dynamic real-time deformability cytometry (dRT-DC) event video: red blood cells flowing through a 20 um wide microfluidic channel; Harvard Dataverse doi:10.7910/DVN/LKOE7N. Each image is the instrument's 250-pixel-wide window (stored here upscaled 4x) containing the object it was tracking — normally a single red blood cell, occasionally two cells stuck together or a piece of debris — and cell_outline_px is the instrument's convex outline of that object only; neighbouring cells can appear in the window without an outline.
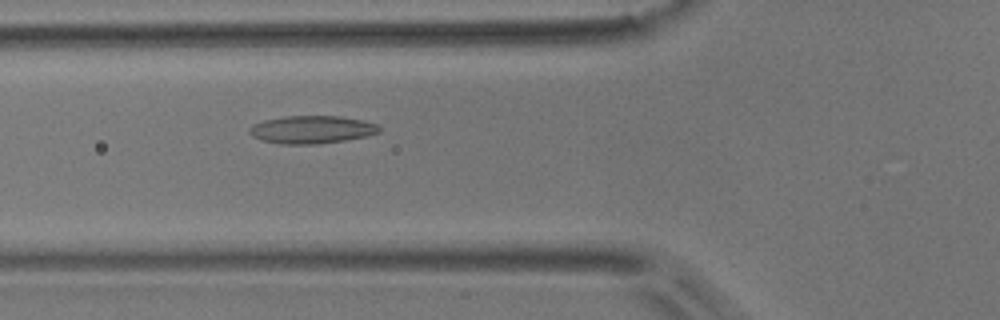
{"species": "common noctule bat (a hibernating species)", "species_latin": "Nyctalus noctula", "temperature_condition": "room temperature", "stored_images_in_passage": 50, "camera_frame_rate_fps": 3000, "um_per_image_px": 0.085, "animal": {"sex": "male", "body_mass_g": 17.9}, "frame": {"image": 1, "passage_image": 16, "time_ms": 5.0, "image_size_px": [1000, 320], "cell_outline_px": [[380, 132], [364, 136], [344, 140], [316, 144], [280, 144], [260, 140], [252, 136], [248, 132], [248, 128], [252, 124], [264, 120], [284, 116], [340, 116], [364, 120], [376, 124], [380, 128]], "centroid_in_image_um": [26.44, 11.01], "position_along_channel_um": 99.4, "area_um2": 21.1}}
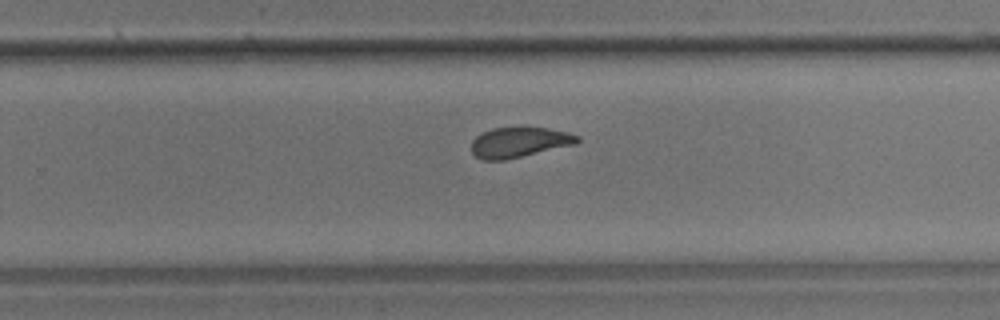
{"frame": {"image": 2, "passage_image": 31, "time_ms": 10.0, "image_size_px": [1000, 320], "cell_outline_px": [[580, 140], [576, 144], [504, 160], [480, 160], [472, 152], [472, 140], [476, 136], [492, 128], [548, 128], [568, 132], [580, 136]], "centroid_in_image_um": [44.14, 12.1], "position_along_channel_um": 285.7, "area_um2": 18.5}}
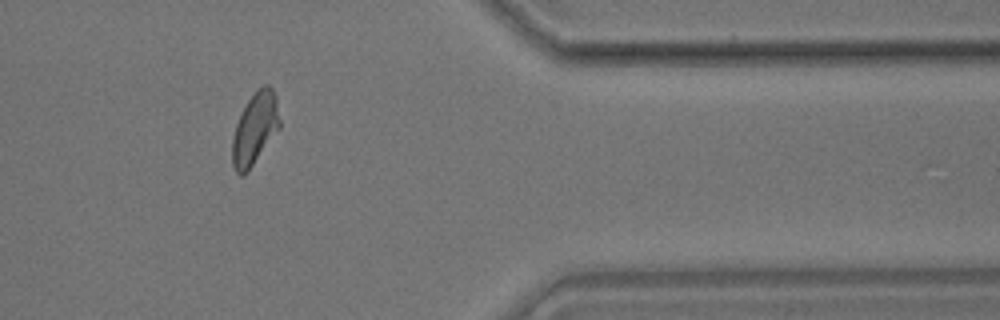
{"frame": {"image": 3, "passage_image": 41, "time_ms": 13.333, "image_size_px": [1000, 320], "cell_outline_px": [[280, 128], [248, 172], [244, 176], [240, 176], [236, 172], [232, 164], [232, 140], [236, 124], [248, 100], [264, 84], [268, 84], [272, 88], [276, 96], [280, 120]], "centroid_in_image_um": [21.68, 10.98], "position_along_channel_um": 389.7, "area_um2": 19.83}, "authors_computed_cell_mechanics": {"area_um2": 19.6809, "velocity_mm_per_s": 3.7314, "shape_relaxation_time_tau1_ms": 7.9163, "shape_relaxation_time_tau2_ms": 1.9224, "deformation_change_tau1": 0.2047, "deformation_change_tau2": 0.093}}